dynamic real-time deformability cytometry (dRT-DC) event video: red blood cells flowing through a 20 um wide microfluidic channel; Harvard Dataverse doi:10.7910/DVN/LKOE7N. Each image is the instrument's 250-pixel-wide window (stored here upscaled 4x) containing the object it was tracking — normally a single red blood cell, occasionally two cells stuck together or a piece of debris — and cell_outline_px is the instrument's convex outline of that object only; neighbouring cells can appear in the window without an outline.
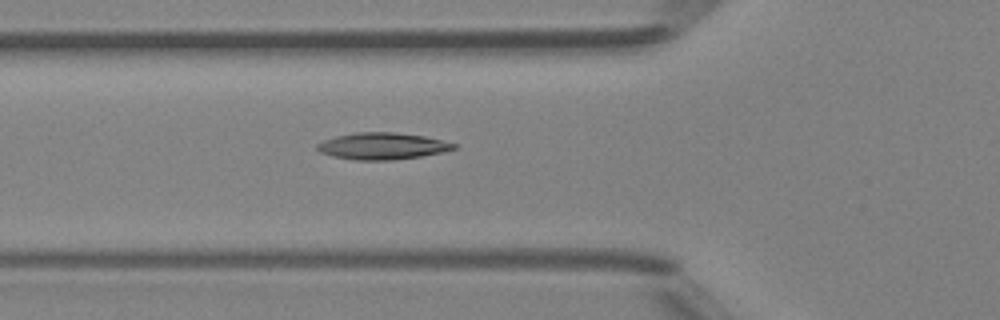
{"species": "Egyptian fruit bat (a non-hibernating species)", "species_latin": "Rousettus aegyptiacus", "temperature_condition": "room temperature", "stored_images_in_passage": 34, "camera_frame_rate_fps": 3000, "um_per_image_px": 0.085, "animal": {"sex": "female"}, "frame": {"image": 1, "passage_image": 6, "time_ms": 1.667, "image_size_px": [1000, 320], "cell_outline_px": [[456, 148], [440, 152], [420, 156], [392, 160], [356, 160], [332, 156], [320, 152], [316, 148], [316, 144], [324, 140], [336, 136], [356, 132], [392, 132], [424, 136], [456, 144]], "centroid_in_image_um": [32.44, 12.41], "position_along_channel_um": 93.4, "area_um2": 21.04}}
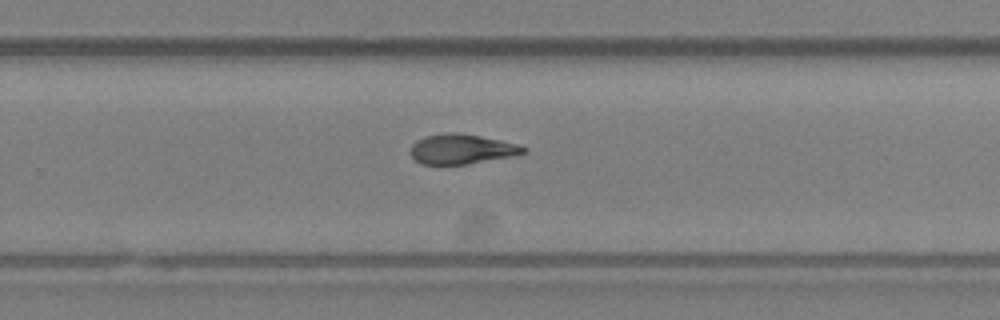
{"frame": {"image": 2, "passage_image": 20, "time_ms": 6.333, "image_size_px": [1000, 320], "cell_outline_px": [[528, 148], [524, 152], [512, 156], [464, 164], [420, 164], [412, 156], [412, 144], [416, 140], [424, 136], [456, 132], [460, 132], [500, 140], [516, 144]], "centroid_in_image_um": [39.22, 12.66], "position_along_channel_um": 290.6, "area_um2": 19.31}}
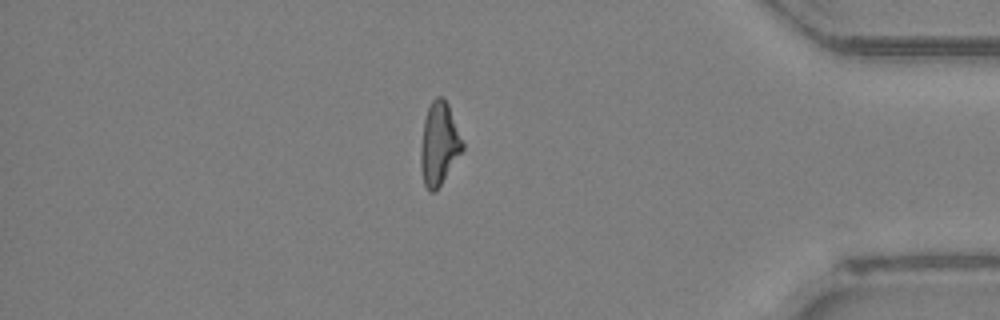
{"frame": {"image": 3, "passage_image": 30, "time_ms": 9.667, "image_size_px": [1000, 320], "cell_outline_px": [[464, 148], [440, 184], [432, 192], [428, 192], [424, 184], [420, 168], [420, 148], [424, 120], [428, 108], [432, 100], [436, 96], [444, 96], [448, 104], [464, 144]], "centroid_in_image_um": [37.3, 12.19], "position_along_channel_um": 397.9, "area_um2": 19.94}, "authors_computed_cell_mechanics": {"area_um2": 20.0277, "velocity_mm_per_s": 4.235, "shape_relaxation_time_tau1_ms": 9.9468, "shape_relaxation_time_tau2_ms": 8.8726, "deformation_change_tau1": 0.2108, "deformation_change_tau2": 0.2004}}